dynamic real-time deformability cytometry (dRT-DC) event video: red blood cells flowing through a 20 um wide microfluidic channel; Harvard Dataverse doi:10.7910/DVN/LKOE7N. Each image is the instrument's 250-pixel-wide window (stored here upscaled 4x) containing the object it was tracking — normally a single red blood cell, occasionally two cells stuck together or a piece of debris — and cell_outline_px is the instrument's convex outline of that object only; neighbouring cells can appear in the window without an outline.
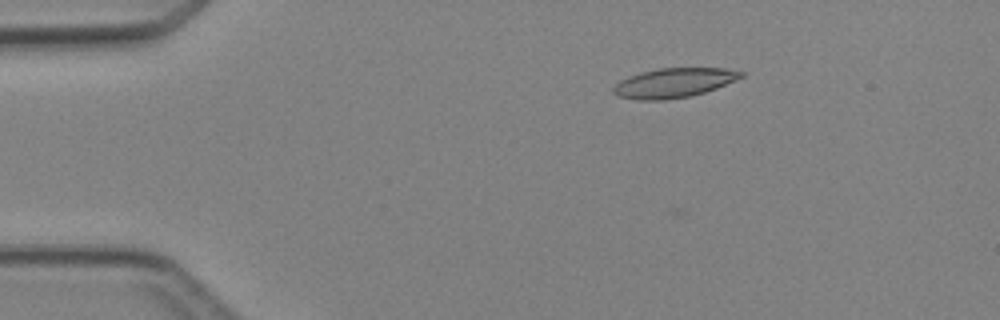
{"species": "Egyptian fruit bat (a non-hibernating species)", "species_latin": "Rousettus aegyptiacus", "temperature_condition": "cold", "stored_images_in_passage": 5, "camera_frame_rate_fps": 3000, "um_per_image_px": 0.085, "animal": {"sex": "female"}, "frame": {"image": 1, "passage_image": 2, "time_ms": 1.333, "image_size_px": [1000, 320], "cell_outline_px": [[744, 76], [736, 80], [716, 88], [704, 92], [688, 96], [660, 100], [640, 100], [620, 96], [612, 92], [612, 88], [620, 80], [628, 76], [640, 72], [660, 68], [724, 68], [744, 72]], "centroid_in_image_um": [57.27, 7.03], "position_along_channel_um": 27.7, "area_um2": 21.73}}
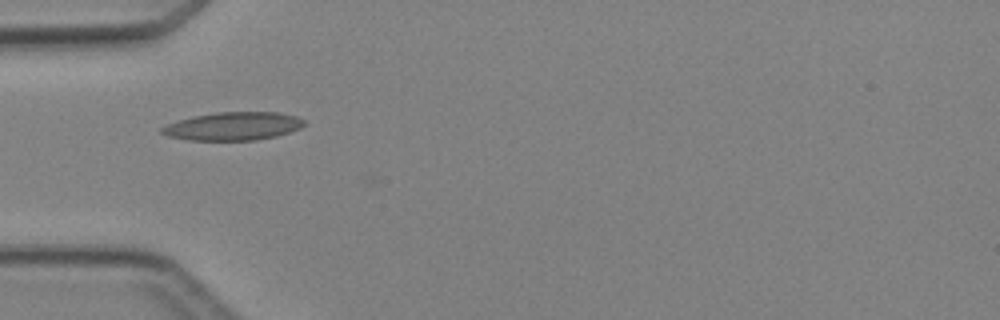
{"frame": {"image": 2, "passage_image": 4, "time_ms": 3.667, "image_size_px": [1000, 320], "cell_outline_px": [[308, 124], [300, 128], [276, 136], [256, 140], [188, 140], [168, 136], [160, 132], [160, 128], [168, 124], [192, 116], [216, 112], [280, 112], [296, 116], [304, 120]], "centroid_in_image_um": [19.84, 10.72], "position_along_channel_um": 65.2, "area_um2": 23.41}}
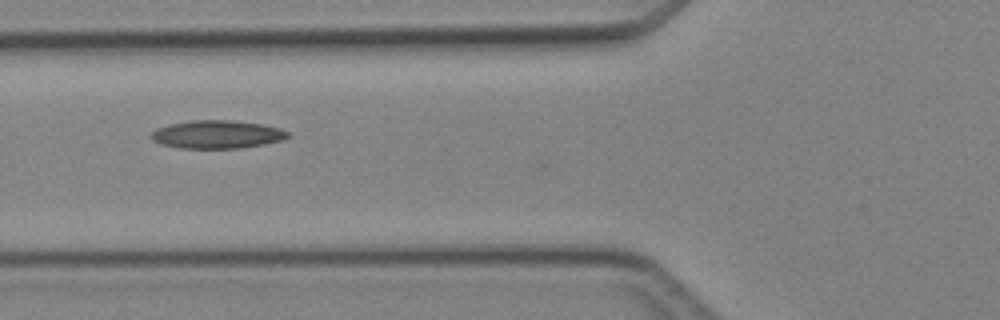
{"frame": {"image": 3, "passage_image": 5, "time_ms": 4.667, "image_size_px": [1000, 320], "cell_outline_px": [[288, 136], [284, 140], [264, 144], [240, 148], [180, 148], [160, 144], [152, 140], [152, 132], [156, 128], [168, 124], [188, 120], [228, 120], [260, 124], [280, 128], [288, 132]], "centroid_in_image_um": [18.42, 11.42], "position_along_channel_um": 107.4, "area_um2": 22.37}}